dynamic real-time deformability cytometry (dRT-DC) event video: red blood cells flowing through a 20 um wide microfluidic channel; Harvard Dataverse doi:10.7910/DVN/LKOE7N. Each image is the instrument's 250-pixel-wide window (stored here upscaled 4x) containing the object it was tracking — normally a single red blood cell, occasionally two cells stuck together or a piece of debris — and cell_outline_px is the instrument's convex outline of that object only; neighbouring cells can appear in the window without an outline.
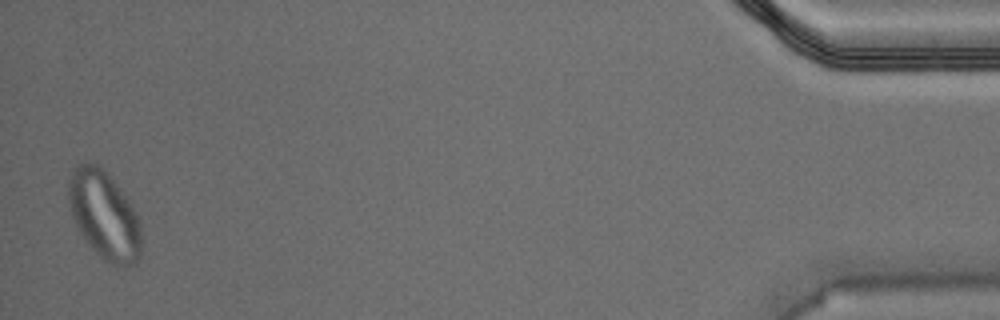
{"species": "Egyptian fruit bat (a non-hibernating species)", "species_latin": "Rousettus aegyptiacus", "temperature_condition": "warm", "stored_images_in_passage": 46, "camera_frame_rate_fps": 3000, "um_per_image_px": 0.085, "animal": {"sex": "male"}, "frame": {"image": 1, "passage_image": 46, "time_ms": 15.0, "image_size_px": [1000, 320], "cell_outline_px": [[140, 260], [132, 264], [116, 268], [104, 260], [84, 240], [72, 216], [68, 200], [68, 180], [72, 168], [76, 164], [84, 160], [88, 160], [96, 164], [116, 184], [132, 204], [140, 220]], "centroid_in_image_um": [8.84, 18.28], "position_along_channel_um": 426.4, "area_um2": 37.69}}